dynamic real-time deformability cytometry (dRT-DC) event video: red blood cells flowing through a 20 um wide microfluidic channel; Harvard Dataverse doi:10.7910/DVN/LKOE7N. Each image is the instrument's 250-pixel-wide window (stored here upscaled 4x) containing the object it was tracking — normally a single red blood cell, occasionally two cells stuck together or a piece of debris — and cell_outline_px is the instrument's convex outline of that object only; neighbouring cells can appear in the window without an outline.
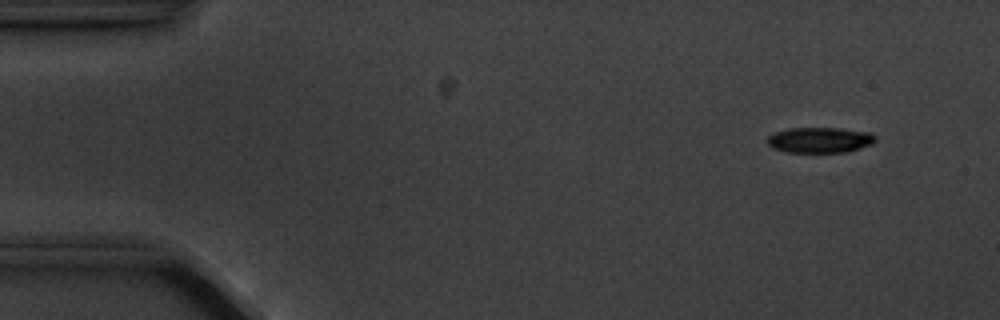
{"species": "common noctule bat (a hibernating species)", "species_latin": "Nyctalus noctula", "temperature_condition": "cold", "stored_images_in_passage": 5, "camera_frame_rate_fps": 3000, "um_per_image_px": 0.085, "animal": {"sex": "male", "body_mass_g": 20.1, "forearm_length_mm": 53.5}, "frame": {"image": 1, "passage_image": 2, "time_ms": 1.333, "image_size_px": [1000, 320], "cell_outline_px": [[876, 140], [872, 144], [848, 152], [788, 152], [772, 148], [764, 140], [768, 136], [776, 132], [788, 128], [840, 128], [872, 132], [876, 136]], "centroid_in_image_um": [69.69, 11.89], "position_along_channel_um": 15.3, "area_um2": 16.3}}